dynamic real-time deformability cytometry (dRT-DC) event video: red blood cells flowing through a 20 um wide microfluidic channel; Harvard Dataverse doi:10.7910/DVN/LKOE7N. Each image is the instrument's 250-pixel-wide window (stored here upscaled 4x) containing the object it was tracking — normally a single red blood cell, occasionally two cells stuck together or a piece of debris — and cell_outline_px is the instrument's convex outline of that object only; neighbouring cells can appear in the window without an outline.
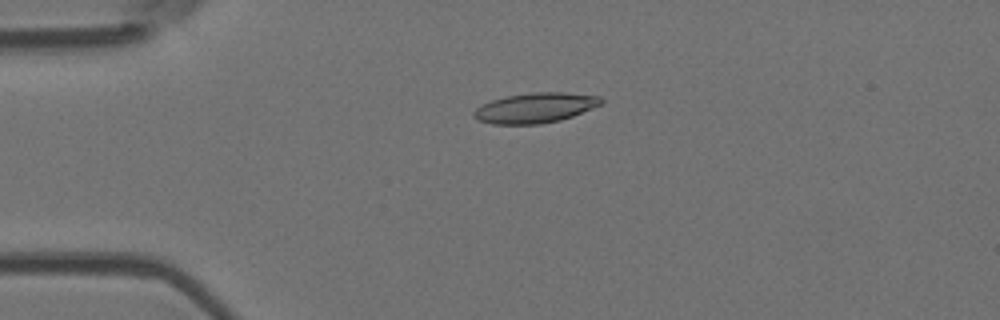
{"species": "Egyptian fruit bat (a non-hibernating species)", "species_latin": "Rousettus aegyptiacus", "temperature_condition": "room temperature", "stored_images_in_passage": 5, "camera_frame_rate_fps": 3000, "um_per_image_px": 0.085, "animal": {"sex": "female"}, "frame": {"image": 1, "passage_image": 4, "time_ms": 3.667, "image_size_px": [1000, 320], "cell_outline_px": [[604, 100], [600, 104], [592, 108], [572, 116], [560, 120], [540, 124], [492, 124], [476, 120], [472, 116], [472, 112], [480, 104], [504, 96], [532, 92], [564, 92], [600, 96]], "centroid_in_image_um": [45.44, 9.16], "position_along_channel_um": 39.6, "area_um2": 22.48}}